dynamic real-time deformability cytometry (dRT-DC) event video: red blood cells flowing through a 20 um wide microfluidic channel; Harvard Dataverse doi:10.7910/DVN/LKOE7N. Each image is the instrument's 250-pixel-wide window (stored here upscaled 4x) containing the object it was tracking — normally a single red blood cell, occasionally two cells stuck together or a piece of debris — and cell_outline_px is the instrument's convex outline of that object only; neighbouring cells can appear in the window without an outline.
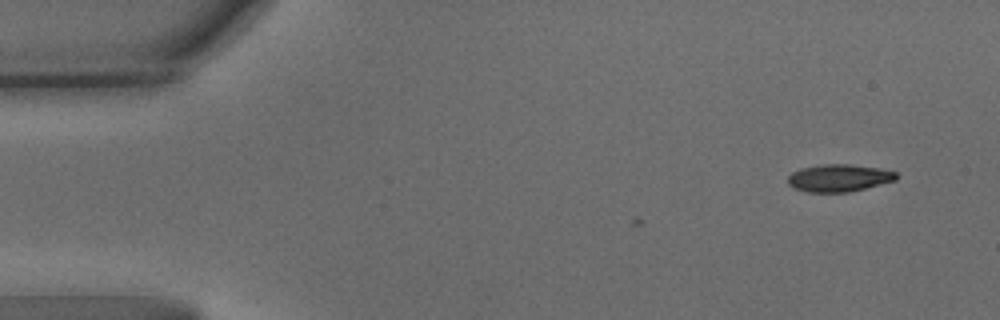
{"species": "common noctule bat (a hibernating species)", "species_latin": "Nyctalus noctula", "temperature_condition": "warm", "stored_images_in_passage": 2, "camera_frame_rate_fps": 3000, "um_per_image_px": 0.085, "animal": {"sex": "male", "body_mass_g": 15.6}, "frame": {"image": 1, "passage_image": 2, "time_ms": 0.333, "image_size_px": [1000, 320], "cell_outline_px": [[896, 180], [848, 192], [808, 192], [792, 188], [788, 184], [788, 176], [792, 172], [800, 168], [824, 164], [848, 164], [880, 168], [896, 172]], "centroid_in_image_um": [71.26, 15.12], "position_along_channel_um": 13.7, "area_um2": 17.22}}